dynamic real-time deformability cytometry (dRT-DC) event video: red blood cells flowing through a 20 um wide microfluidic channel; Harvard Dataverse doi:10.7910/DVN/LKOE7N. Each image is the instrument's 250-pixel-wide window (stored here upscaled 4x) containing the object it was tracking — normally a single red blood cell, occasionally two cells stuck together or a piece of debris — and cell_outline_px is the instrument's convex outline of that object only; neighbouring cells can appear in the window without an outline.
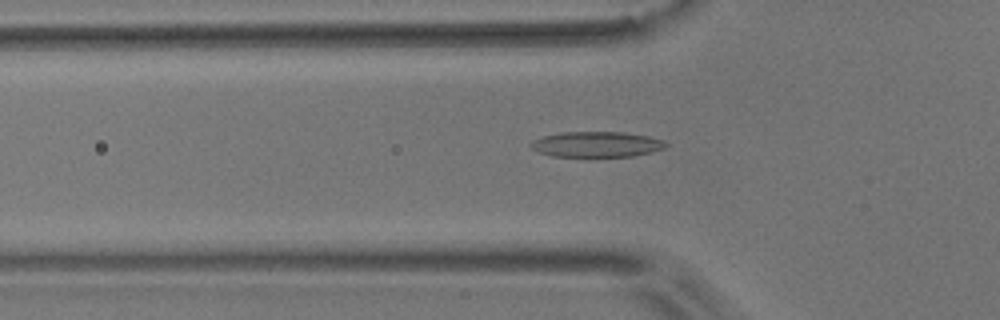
{"species": "common noctule bat (a hibernating species)", "species_latin": "Nyctalus noctula", "temperature_condition": "room temperature", "stored_images_in_passage": 51, "camera_frame_rate_fps": 3000, "um_per_image_px": 0.085, "animal": {"sex": "male", "body_mass_g": 17.9}, "frame": {"image": 1, "passage_image": 14, "time_ms": 4.333, "image_size_px": [1000, 320], "cell_outline_px": [[668, 144], [664, 148], [652, 152], [632, 156], [552, 156], [540, 152], [532, 148], [528, 144], [532, 140], [544, 136], [564, 132], [620, 132], [648, 136], [664, 140]], "centroid_in_image_um": [50.72, 12.26], "position_along_channel_um": 75.1, "area_um2": 19.88}}
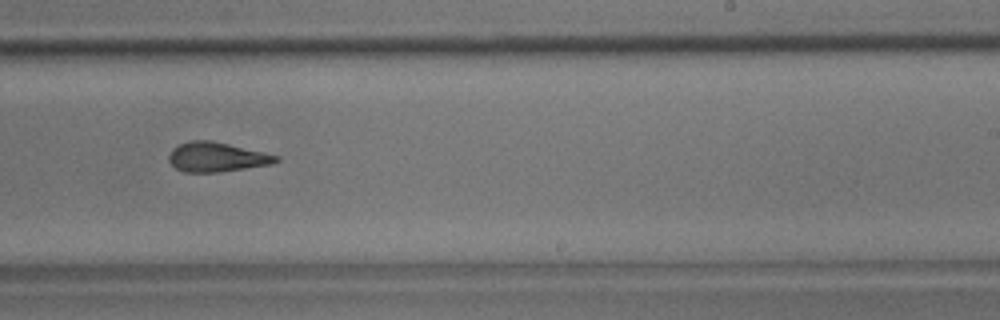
{"frame": {"image": 2, "passage_image": 30, "time_ms": 9.667, "image_size_px": [1000, 320], "cell_outline_px": [[280, 160], [272, 164], [216, 172], [184, 172], [176, 168], [168, 160], [168, 156], [172, 148], [180, 144], [192, 140], [212, 140], [280, 156]], "centroid_in_image_um": [18.41, 13.34], "position_along_channel_um": 270.6, "area_um2": 18.32}}
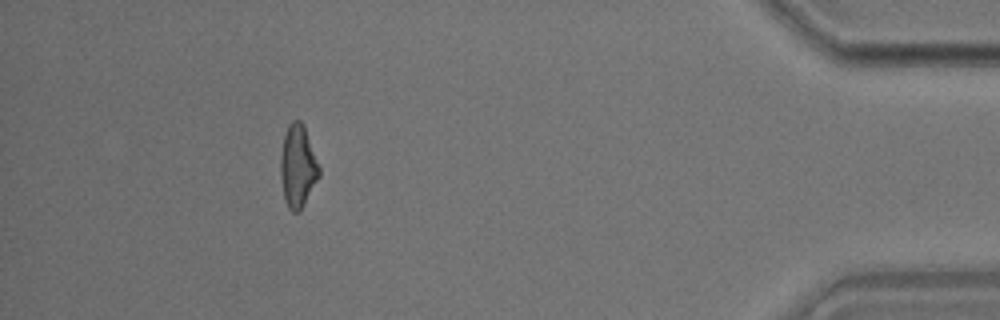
{"frame": {"image": 3, "passage_image": 46, "time_ms": 15.0, "image_size_px": [1000, 320], "cell_outline_px": [[320, 176], [300, 212], [292, 212], [288, 208], [284, 200], [280, 176], [280, 156], [284, 136], [288, 124], [292, 120], [300, 120], [304, 124], [320, 168]], "centroid_in_image_um": [25.31, 14.14], "position_along_channel_um": 409.9, "area_um2": 18.84}}